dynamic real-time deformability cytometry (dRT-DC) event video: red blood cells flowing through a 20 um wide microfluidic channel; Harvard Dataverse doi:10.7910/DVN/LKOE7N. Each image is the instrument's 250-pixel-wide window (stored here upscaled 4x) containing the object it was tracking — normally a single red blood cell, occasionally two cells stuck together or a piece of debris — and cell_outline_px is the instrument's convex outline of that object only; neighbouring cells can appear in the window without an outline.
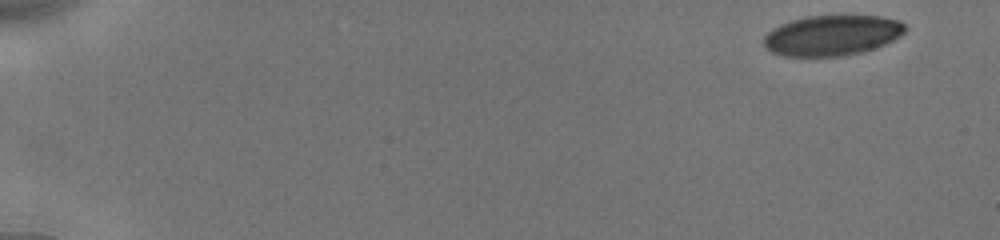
{"species": "human", "species_latin": "Homo sapiens", "temperature_condition": "cold", "stored_images_in_passage": 13, "camera_frame_rate_fps": 3000, "um_per_image_px": 0.085, "donor": {"sex": "male"}, "frame": {"image": 1, "passage_image": 1, "time_ms": 0.0, "image_size_px": [1000, 240], "cell_outline_px": [[908, 28], [900, 36], [876, 48], [864, 52], [844, 56], [780, 56], [772, 52], [764, 44], [764, 36], [772, 28], [780, 24], [792, 20], [808, 16], [880, 16], [900, 20]], "centroid_in_image_um": [70.74, 3.01], "position_along_channel_um": 14.3, "area_um2": 33.41}}
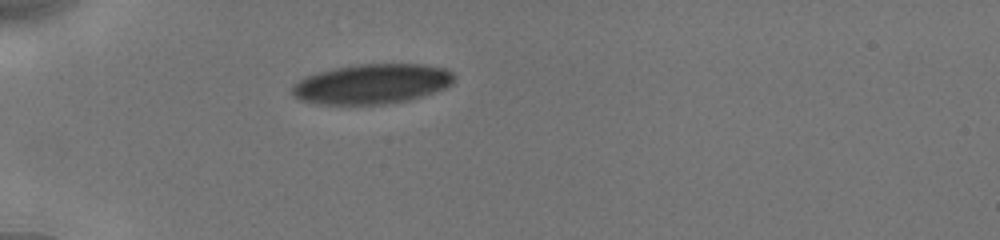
{"frame": {"image": 2, "passage_image": 10, "time_ms": 4.667, "image_size_px": [1000, 240], "cell_outline_px": [[456, 76], [452, 84], [444, 88], [408, 100], [384, 104], [316, 104], [300, 100], [292, 96], [292, 84], [304, 76], [316, 72], [332, 68], [356, 64], [424, 64], [444, 68], [452, 72]], "centroid_in_image_um": [31.56, 7.12], "position_along_channel_um": 53.4, "area_um2": 37.92}}
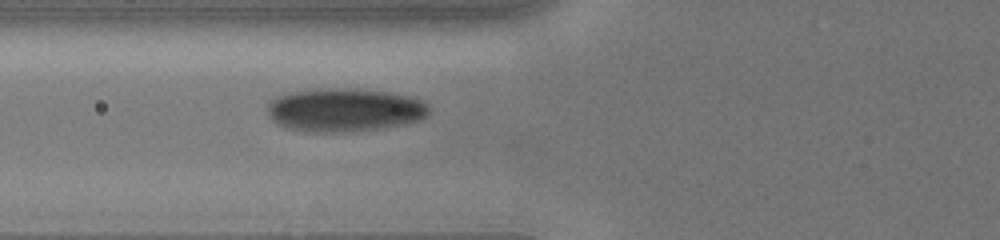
{"frame": {"image": 3, "passage_image": 13, "time_ms": 6.333, "image_size_px": [1000, 240], "cell_outline_px": [[432, 112], [428, 116], [420, 120], [380, 128], [332, 132], [308, 132], [284, 128], [276, 124], [268, 116], [268, 104], [272, 100], [280, 96], [292, 92], [316, 88], [336, 88], [388, 92], [408, 96], [420, 100], [428, 104]], "centroid_in_image_um": [29.27, 9.35], "position_along_channel_um": 96.5, "area_um2": 40.69}}